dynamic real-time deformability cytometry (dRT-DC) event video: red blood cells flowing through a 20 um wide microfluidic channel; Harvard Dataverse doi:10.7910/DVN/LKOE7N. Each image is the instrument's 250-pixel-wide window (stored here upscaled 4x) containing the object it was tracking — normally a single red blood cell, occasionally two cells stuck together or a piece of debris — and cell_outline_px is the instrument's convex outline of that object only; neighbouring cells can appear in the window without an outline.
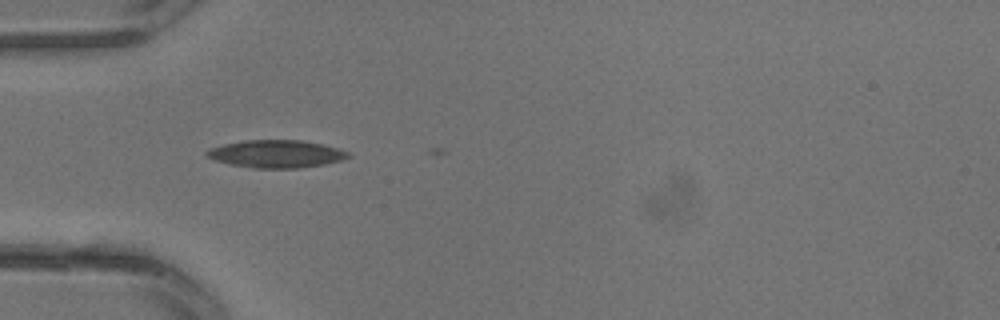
{"species": "common noctule bat (a hibernating species)", "species_latin": "Nyctalus noctula", "temperature_condition": "warm", "stored_images_in_passage": 3, "camera_frame_rate_fps": 3000, "um_per_image_px": 0.085, "animal": {"sex": "male", "body_mass_g": 13.3}, "frame": {"image": 1, "passage_image": 1, "time_ms": 0.0, "image_size_px": [1000, 320], "cell_outline_px": [[352, 156], [344, 160], [324, 164], [300, 168], [252, 168], [232, 164], [216, 160], [204, 156], [204, 152], [208, 148], [224, 144], [244, 140], [300, 140], [324, 144], [348, 152]], "centroid_in_image_um": [23.47, 13.08], "position_along_channel_um": 61.5, "area_um2": 22.89}}